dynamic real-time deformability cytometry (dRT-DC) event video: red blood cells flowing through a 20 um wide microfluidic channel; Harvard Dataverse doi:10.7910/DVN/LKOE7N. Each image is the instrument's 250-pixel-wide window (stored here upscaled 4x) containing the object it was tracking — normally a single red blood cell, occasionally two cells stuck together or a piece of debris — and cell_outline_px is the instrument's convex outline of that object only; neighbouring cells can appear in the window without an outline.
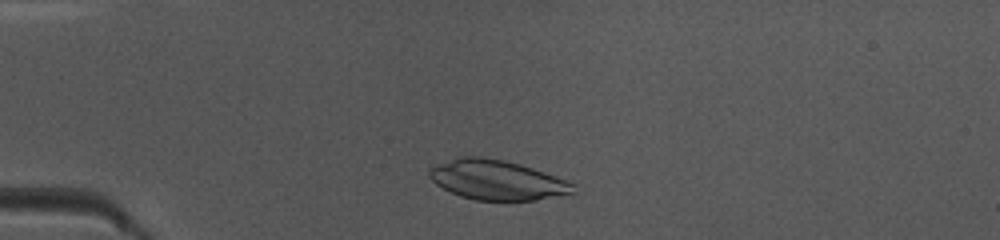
{"species": "common noctule bat (a hibernating species)", "species_latin": "Nyctalus noctula", "temperature_condition": "warm", "stored_images_in_passage": 42, "camera_frame_rate_fps": 3000, "um_per_image_px": 0.085, "animal": {"sex": "female", "body_mass_g": 10.0, "forearm_length_mm": 53.1}, "frame": {"image": 1, "passage_image": 6, "time_ms": 1.667, "image_size_px": [1000, 240], "cell_outline_px": [[576, 184], [572, 196], [536, 200], [476, 200], [460, 196], [436, 184], [428, 176], [428, 168], [460, 156], [480, 156], [504, 160], [520, 164], [544, 172]], "centroid_in_image_um": [42.29, 15.31], "position_along_channel_um": 42.7, "area_um2": 33.52}}
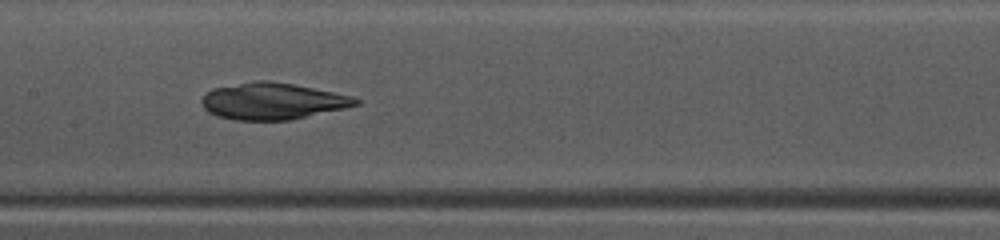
{"frame": {"image": 2, "passage_image": 18, "time_ms": 5.667, "image_size_px": [1000, 240], "cell_outline_px": [[360, 104], [344, 108], [292, 120], [236, 120], [216, 116], [208, 112], [204, 108], [200, 100], [204, 92], [212, 88], [256, 80], [268, 80], [292, 84], [352, 96], [360, 100]], "centroid_in_image_um": [23.11, 8.6], "position_along_channel_um": 184.3, "area_um2": 32.95}}
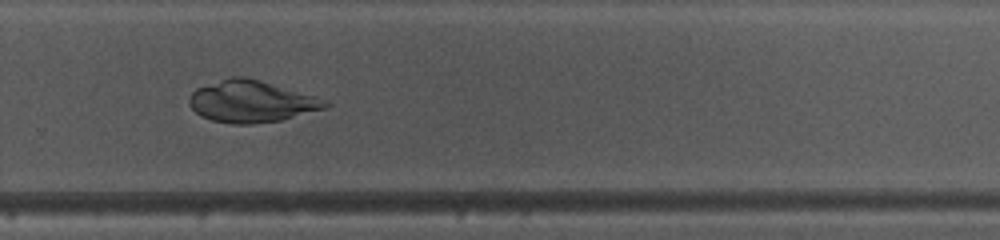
{"frame": {"image": 3, "passage_image": 27, "time_ms": 8.667, "image_size_px": [1000, 240], "cell_outline_px": [[332, 104], [328, 108], [280, 120], [252, 124], [232, 124], [212, 120], [200, 116], [188, 104], [188, 96], [196, 88], [232, 76], [244, 76], [260, 80], [316, 96], [328, 100]], "centroid_in_image_um": [21.38, 8.62], "position_along_channel_um": 308.4, "area_um2": 33.29}}